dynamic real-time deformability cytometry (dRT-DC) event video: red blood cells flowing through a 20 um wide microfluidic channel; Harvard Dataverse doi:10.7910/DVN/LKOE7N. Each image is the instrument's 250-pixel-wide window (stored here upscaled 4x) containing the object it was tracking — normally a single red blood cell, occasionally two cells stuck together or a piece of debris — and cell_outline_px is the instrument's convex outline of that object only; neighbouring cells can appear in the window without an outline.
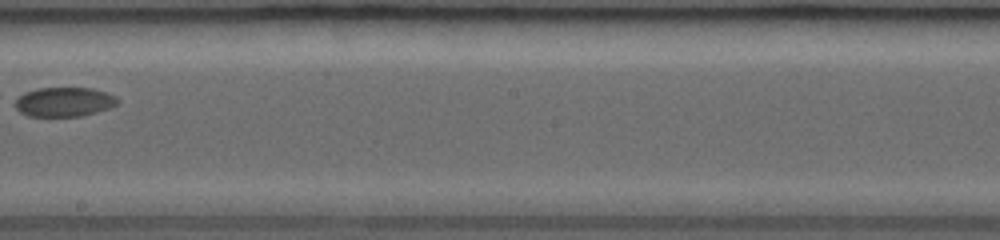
{"species": "common noctule bat (a hibernating species)", "species_latin": "Nyctalus noctula", "temperature_condition": "room temperature", "stored_images_in_passage": 15, "camera_frame_rate_fps": 3000, "um_per_image_px": 0.085, "animal": {"sex": "female", "body_mass_g": 19.0, "forearm_length_mm": 53.3}, "frame": {"image": 1, "passage_image": 7, "time_ms": 5.0, "image_size_px": [1000, 240], "cell_outline_px": [[116, 104], [108, 108], [96, 112], [80, 116], [28, 116], [20, 112], [16, 108], [16, 100], [24, 92], [36, 88], [92, 88], [116, 96]], "centroid_in_image_um": [5.42, 8.66], "position_along_channel_um": 242.8, "area_um2": 17.28}}